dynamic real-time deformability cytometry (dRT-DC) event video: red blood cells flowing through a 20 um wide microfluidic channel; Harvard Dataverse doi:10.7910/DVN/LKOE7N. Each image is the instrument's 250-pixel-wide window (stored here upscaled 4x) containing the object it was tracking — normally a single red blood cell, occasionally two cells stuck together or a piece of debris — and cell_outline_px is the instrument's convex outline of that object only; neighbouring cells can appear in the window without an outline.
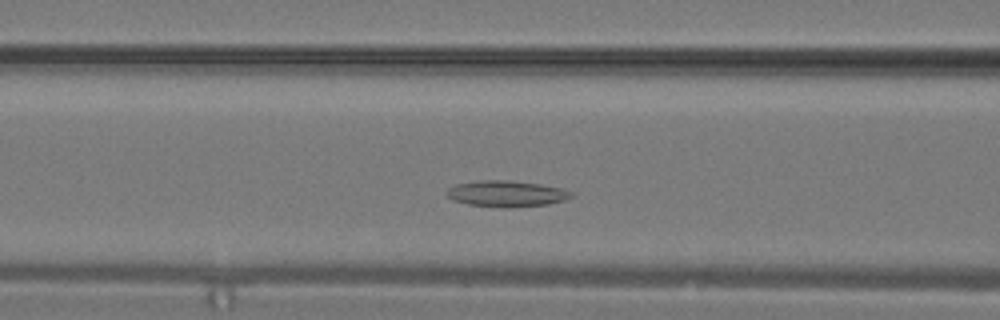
{"species": "common noctule bat (a hibernating species)", "species_latin": "Nyctalus noctula", "temperature_condition": "warm", "stored_images_in_passage": 17, "camera_frame_rate_fps": 3000, "um_per_image_px": 0.085, "animal": {"sex": "male", "body_mass_g": 19.2, "forearm_length_mm": 51.8}, "frame": {"image": 1, "passage_image": 7, "time_ms": 2.0, "image_size_px": [1000, 320], "cell_outline_px": [[572, 196], [564, 200], [548, 204], [468, 204], [452, 200], [448, 196], [448, 188], [456, 184], [480, 180], [508, 180], [540, 184], [560, 188], [572, 192]], "centroid_in_image_um": [43.03, 16.4], "position_along_channel_um": 123.6, "area_um2": 17.63}}
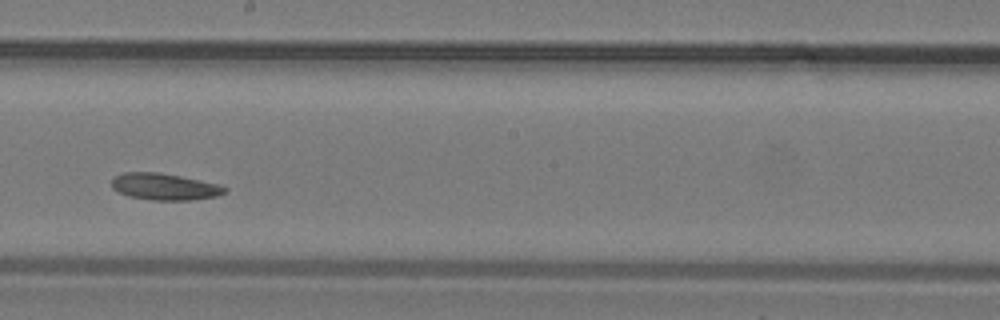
{"frame": {"image": 2, "passage_image": 12, "time_ms": 3.667, "image_size_px": [1000, 320], "cell_outline_px": [[228, 192], [216, 196], [192, 200], [152, 200], [128, 196], [112, 188], [112, 180], [116, 176], [124, 172], [160, 172], [220, 184], [228, 188]], "centroid_in_image_um": [14.03, 15.87], "position_along_channel_um": 234.2, "area_um2": 17.63}}
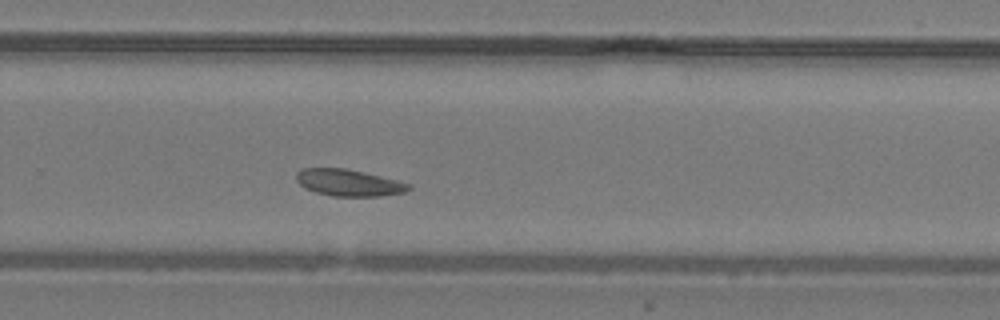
{"frame": {"image": 3, "passage_image": 15, "time_ms": 4.667, "image_size_px": [1000, 320], "cell_outline_px": [[412, 188], [404, 192], [380, 196], [332, 196], [316, 192], [304, 188], [296, 180], [296, 172], [300, 168], [344, 168], [364, 172], [412, 184]], "centroid_in_image_um": [29.62, 15.53], "position_along_channel_um": 300.2, "area_um2": 17.51}}